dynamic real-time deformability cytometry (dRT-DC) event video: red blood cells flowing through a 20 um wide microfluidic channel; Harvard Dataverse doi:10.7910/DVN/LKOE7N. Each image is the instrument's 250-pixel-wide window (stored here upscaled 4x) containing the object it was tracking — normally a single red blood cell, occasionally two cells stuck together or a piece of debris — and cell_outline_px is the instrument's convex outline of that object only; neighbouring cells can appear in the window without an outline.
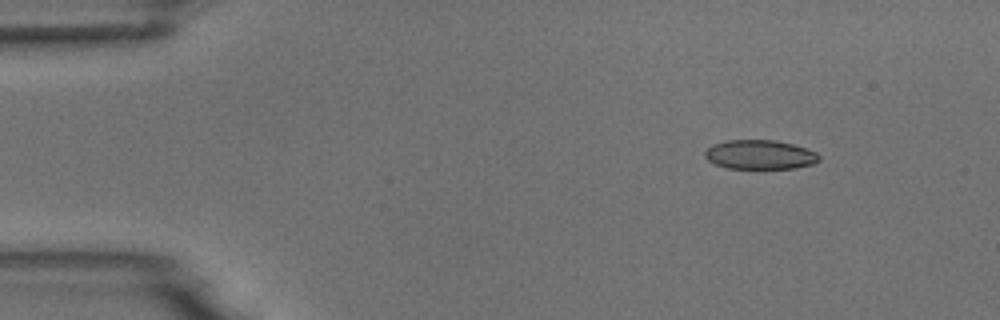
{"species": "common noctule bat (a hibernating species)", "species_latin": "Nyctalus noctula", "temperature_condition": "room temperature", "stored_images_in_passage": 5, "camera_frame_rate_fps": 3000, "um_per_image_px": 0.085, "animal": {"sex": "male", "body_mass_g": 18.8}, "frame": {"image": 1, "passage_image": 1, "time_ms": 0.0, "image_size_px": [1000, 320], "cell_outline_px": [[820, 160], [812, 164], [796, 168], [728, 168], [716, 164], [708, 160], [704, 156], [704, 152], [712, 144], [724, 140], [776, 140], [792, 144], [816, 152], [820, 156]], "centroid_in_image_um": [64.58, 13.14], "position_along_channel_um": 20.4, "area_um2": 19.42}}